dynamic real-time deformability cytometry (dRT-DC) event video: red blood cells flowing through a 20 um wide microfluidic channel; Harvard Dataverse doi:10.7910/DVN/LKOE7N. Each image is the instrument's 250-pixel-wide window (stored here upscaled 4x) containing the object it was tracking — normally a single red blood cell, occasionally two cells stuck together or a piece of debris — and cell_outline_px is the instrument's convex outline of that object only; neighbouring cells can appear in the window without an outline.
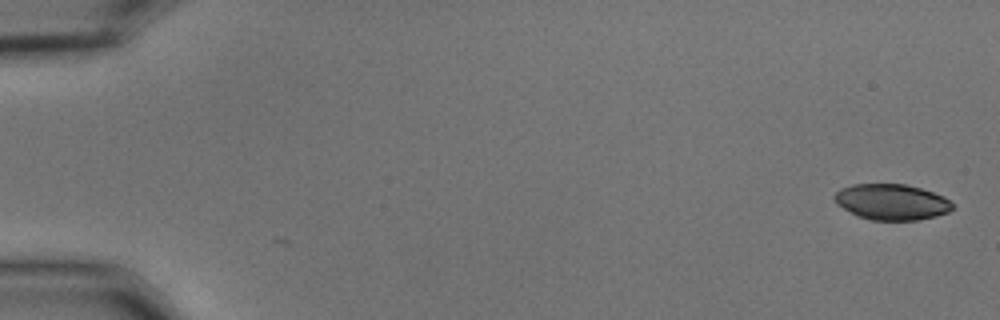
{"species": "common noctule bat (a hibernating species)", "species_latin": "Nyctalus noctula", "temperature_condition": "cold", "stored_images_in_passage": 4, "camera_frame_rate_fps": 3000, "um_per_image_px": 0.085, "animal": {"sex": "male", "body_mass_g": 15.6}, "frame": {"image": 1, "passage_image": 4, "time_ms": 1.0, "image_size_px": [1000, 320], "cell_outline_px": [[956, 208], [948, 212], [936, 216], [916, 220], [872, 220], [860, 216], [836, 204], [832, 196], [840, 188], [852, 184], [904, 184], [920, 188], [944, 196]], "centroid_in_image_um": [75.79, 17.16], "position_along_channel_um": 9.2, "area_um2": 24.57}}